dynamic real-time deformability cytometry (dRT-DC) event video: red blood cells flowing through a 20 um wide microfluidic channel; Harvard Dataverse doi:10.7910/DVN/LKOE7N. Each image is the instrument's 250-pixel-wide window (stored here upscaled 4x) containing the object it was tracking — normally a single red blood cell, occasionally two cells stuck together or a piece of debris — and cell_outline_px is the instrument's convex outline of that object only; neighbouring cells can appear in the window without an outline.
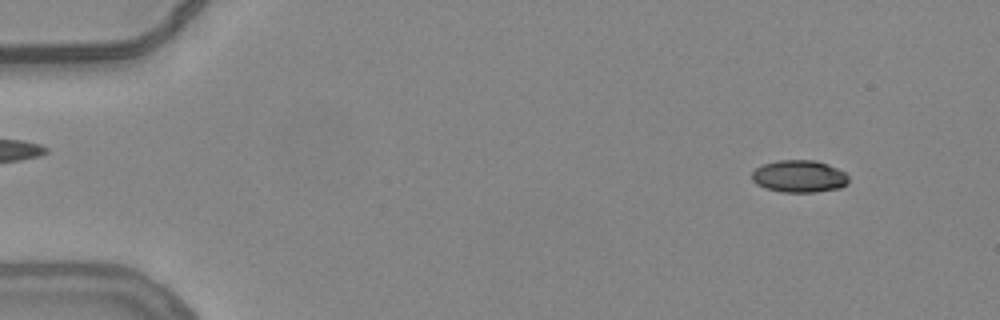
{"species": "common noctule bat (a hibernating species)", "species_latin": "Nyctalus noctula", "temperature_condition": "warm", "stored_images_in_passage": 54, "camera_frame_rate_fps": 3000, "um_per_image_px": 0.085, "animal": {"sex": "female", "body_mass_g": 24.6, "forearm_length_mm": 56.2}, "frame": {"image": 1, "passage_image": 5, "time_ms": 1.333, "image_size_px": [1000, 320], "cell_outline_px": [[848, 184], [840, 188], [816, 192], [780, 192], [764, 188], [756, 184], [752, 180], [752, 172], [756, 168], [764, 164], [780, 160], [816, 160], [828, 164], [844, 172], [848, 176]], "centroid_in_image_um": [67.93, 14.99], "position_along_channel_um": 17.1, "area_um2": 18.26}}
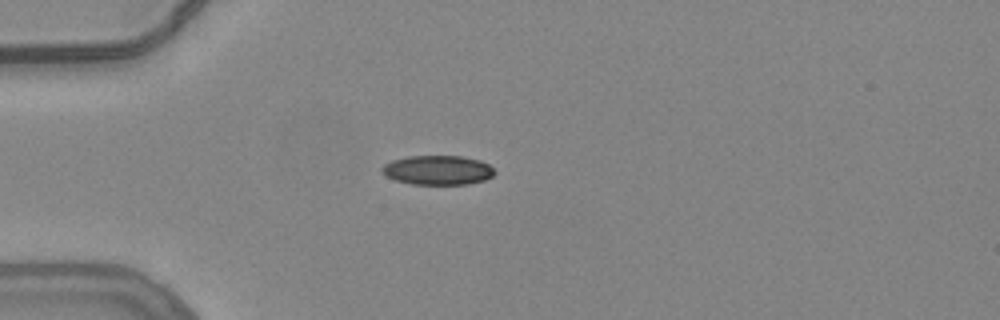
{"frame": {"image": 2, "passage_image": 15, "time_ms": 4.667, "image_size_px": [1000, 320], "cell_outline_px": [[496, 172], [492, 176], [484, 180], [468, 184], [412, 184], [396, 180], [380, 172], [380, 168], [384, 164], [392, 160], [408, 156], [460, 156], [480, 160], [488, 164]], "centroid_in_image_um": [37.19, 14.45], "position_along_channel_um": 47.8, "area_um2": 19.25}}
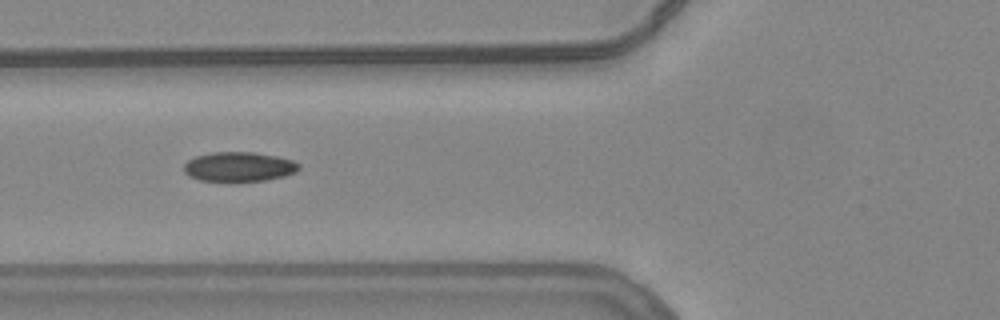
{"frame": {"image": 3, "passage_image": 21, "time_ms": 6.667, "image_size_px": [1000, 320], "cell_outline_px": [[300, 168], [296, 172], [284, 176], [264, 180], [236, 184], [200, 180], [188, 176], [184, 172], [184, 164], [188, 160], [196, 156], [212, 152], [252, 152], [276, 156], [292, 160], [300, 164]], "centroid_in_image_um": [20.29, 14.21], "position_along_channel_um": 105.5, "area_um2": 20.46}, "authors_computed_cell_mechanics": {"area_um2": 19.363, "velocity_mm_per_s": 3.8174, "shape_relaxation_time_tau1_ms": null, "shape_relaxation_time_tau2_ms": 1.6876, "deformation_change_tau1": null, "deformation_change_tau2": 0.0724}}